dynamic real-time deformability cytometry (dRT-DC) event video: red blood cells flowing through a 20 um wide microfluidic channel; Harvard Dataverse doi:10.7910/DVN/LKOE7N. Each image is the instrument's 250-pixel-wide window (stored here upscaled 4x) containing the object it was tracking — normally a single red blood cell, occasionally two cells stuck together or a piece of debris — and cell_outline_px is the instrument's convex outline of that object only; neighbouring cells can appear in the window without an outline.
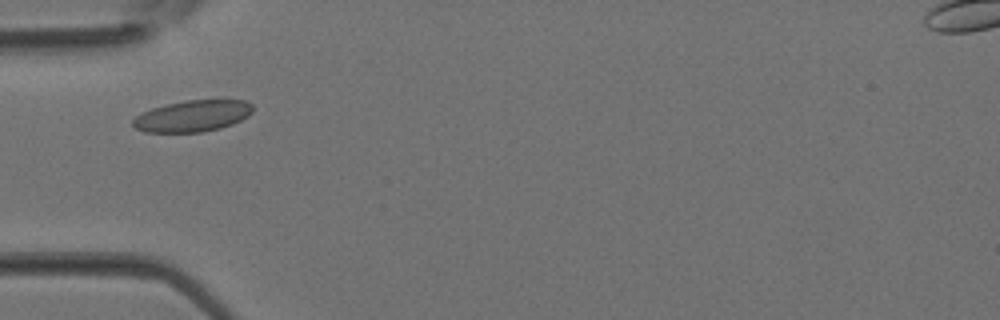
{"species": "Egyptian fruit bat (a non-hibernating species)", "species_latin": "Rousettus aegyptiacus", "temperature_condition": "room temperature", "stored_images_in_passage": 2, "camera_frame_rate_fps": 3000, "um_per_image_px": 0.085, "animal": {"sex": "female"}, "frame": {"image": 1, "passage_image": 2, "time_ms": 0.333, "image_size_px": [1000, 320], "cell_outline_px": [[252, 112], [248, 116], [232, 124], [220, 128], [200, 132], [144, 132], [136, 128], [132, 124], [132, 120], [140, 112], [152, 108], [168, 104], [188, 100], [244, 100], [252, 104]], "centroid_in_image_um": [16.35, 9.86], "position_along_channel_um": 68.7, "area_um2": 21.85}}